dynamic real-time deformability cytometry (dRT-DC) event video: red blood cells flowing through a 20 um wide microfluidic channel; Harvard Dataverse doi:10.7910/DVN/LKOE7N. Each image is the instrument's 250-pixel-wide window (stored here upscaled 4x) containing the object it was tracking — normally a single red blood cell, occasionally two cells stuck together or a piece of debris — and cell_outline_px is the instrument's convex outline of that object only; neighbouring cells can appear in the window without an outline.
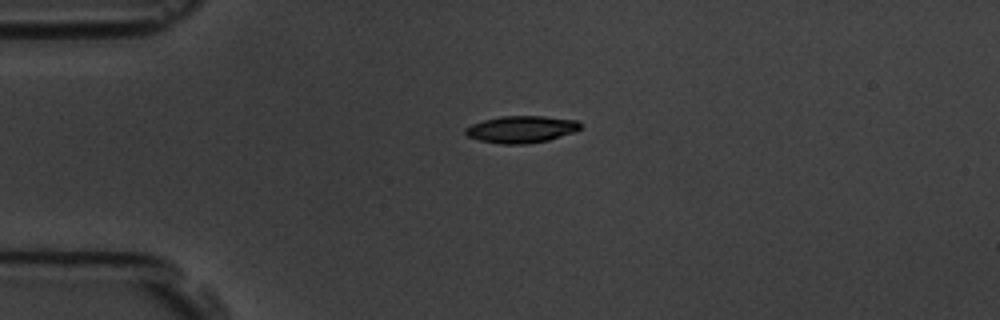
{"species": "common noctule bat (a hibernating species)", "species_latin": "Nyctalus noctula", "temperature_condition": "room temperature", "stored_images_in_passage": 2, "camera_frame_rate_fps": 3000, "um_per_image_px": 0.085, "animal": {"sex": "male", "body_mass_g": 19.5, "forearm_length_mm": 54.6}, "frame": {"image": 1, "passage_image": 1, "time_ms": 0.0, "image_size_px": [1000, 320], "cell_outline_px": [[580, 128], [576, 132], [548, 140], [524, 144], [500, 144], [480, 140], [468, 136], [464, 132], [464, 128], [472, 124], [484, 120], [500, 116], [544, 116], [576, 120], [580, 124]], "centroid_in_image_um": [44.31, 10.99], "position_along_channel_um": 40.7, "area_um2": 18.03}}